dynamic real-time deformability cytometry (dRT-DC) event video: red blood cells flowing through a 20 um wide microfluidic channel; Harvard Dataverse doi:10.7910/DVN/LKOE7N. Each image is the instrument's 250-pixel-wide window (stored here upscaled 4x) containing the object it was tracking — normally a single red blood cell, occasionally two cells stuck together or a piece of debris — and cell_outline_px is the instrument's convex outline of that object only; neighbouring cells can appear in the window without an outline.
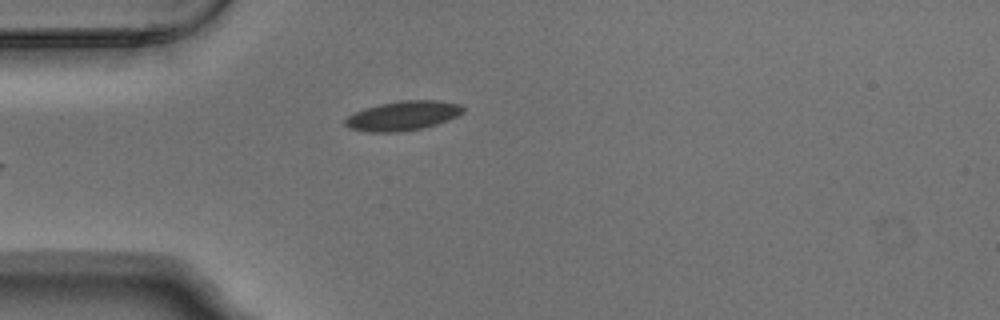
{"species": "Egyptian fruit bat (a non-hibernating species)", "species_latin": "Rousettus aegyptiacus", "temperature_condition": "warm", "stored_images_in_passage": 4, "camera_frame_rate_fps": 3000, "um_per_image_px": 0.085, "animal": {"sex": "male"}, "frame": {"image": 1, "passage_image": 4, "time_ms": 1.0, "image_size_px": [1000, 320], "cell_outline_px": [[464, 112], [448, 120], [424, 128], [396, 132], [368, 132], [348, 128], [344, 124], [344, 120], [348, 116], [364, 108], [380, 104], [400, 100], [440, 100], [460, 104], [464, 108]], "centroid_in_image_um": [34.24, 9.83], "position_along_channel_um": 50.8, "area_um2": 20.29}}